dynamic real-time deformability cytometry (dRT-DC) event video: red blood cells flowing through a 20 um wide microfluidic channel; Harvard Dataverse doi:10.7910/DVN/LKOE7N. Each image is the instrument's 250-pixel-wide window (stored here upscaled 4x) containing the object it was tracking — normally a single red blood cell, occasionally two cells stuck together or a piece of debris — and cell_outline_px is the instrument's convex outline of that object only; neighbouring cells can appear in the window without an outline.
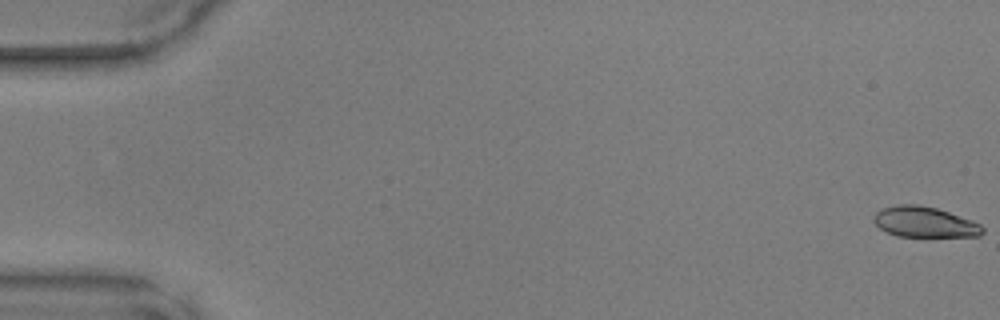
{"species": "common noctule bat (a hibernating species)", "species_latin": "Nyctalus noctula", "temperature_condition": "warm", "stored_images_in_passage": 49, "camera_frame_rate_fps": 3000, "um_per_image_px": 0.085, "animal": {"sex": "male", "body_mass_g": 17.9, "forearm_length_mm": 54.2}, "frame": {"image": 1, "passage_image": 1, "time_ms": 0.0, "image_size_px": [1000, 320], "cell_outline_px": [[984, 232], [980, 236], [896, 236], [880, 228], [872, 220], [876, 212], [880, 208], [896, 204], [920, 204], [936, 208], [972, 220], [980, 224], [984, 228]], "centroid_in_image_um": [78.57, 18.86], "position_along_channel_um": 6.4, "area_um2": 19.42}}
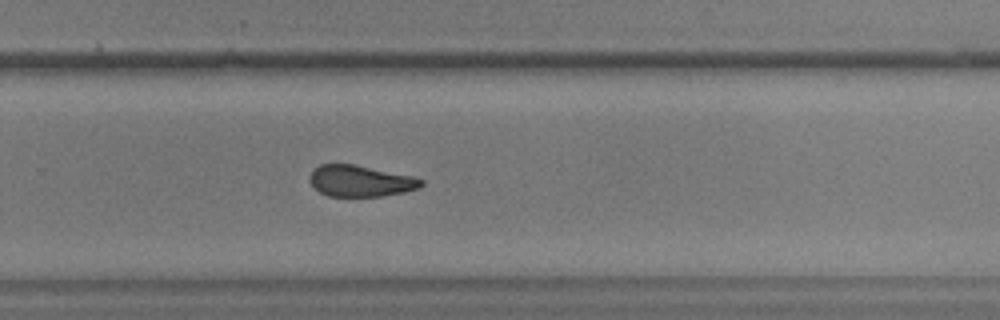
{"frame": {"image": 2, "passage_image": 33, "time_ms": 10.667, "image_size_px": [1000, 320], "cell_outline_px": [[424, 184], [420, 188], [404, 192], [380, 196], [328, 196], [320, 192], [308, 180], [308, 176], [312, 168], [320, 164], [352, 164], [412, 176], [424, 180]], "centroid_in_image_um": [30.61, 15.38], "position_along_channel_um": 299.2, "area_um2": 20.35}}
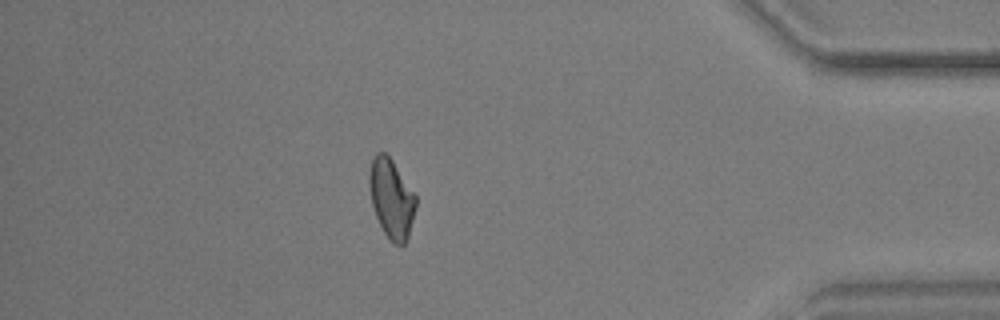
{"frame": {"image": 3, "passage_image": 43, "time_ms": 14.0, "image_size_px": [1000, 320], "cell_outline_px": [[416, 208], [408, 236], [404, 244], [392, 244], [388, 240], [376, 216], [372, 204], [368, 180], [368, 176], [372, 156], [376, 152], [384, 152], [392, 160], [416, 196]], "centroid_in_image_um": [33.25, 16.86], "position_along_channel_um": 401.9, "area_um2": 21.39}}